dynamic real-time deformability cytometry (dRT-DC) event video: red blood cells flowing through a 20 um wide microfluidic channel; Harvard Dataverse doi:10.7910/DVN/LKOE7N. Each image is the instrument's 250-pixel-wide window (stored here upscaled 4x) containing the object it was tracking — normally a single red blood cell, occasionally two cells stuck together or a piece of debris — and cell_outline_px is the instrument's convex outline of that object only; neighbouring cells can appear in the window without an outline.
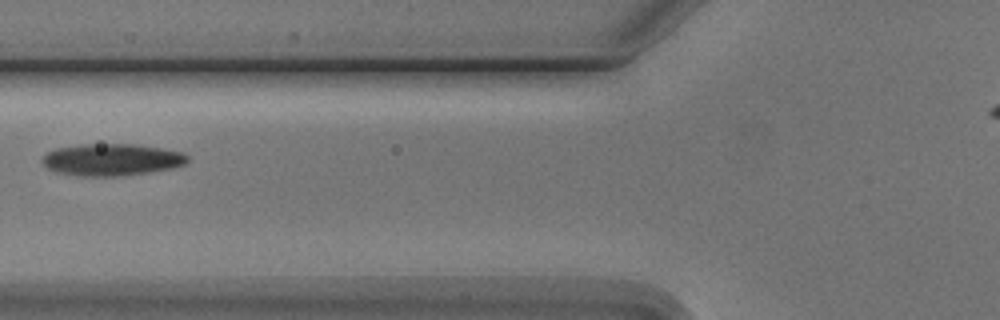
{"species": "Egyptian fruit bat (a non-hibernating species)", "species_latin": "Rousettus aegyptiacus", "temperature_condition": "cold", "stored_images_in_passage": 2, "camera_frame_rate_fps": 3000, "um_per_image_px": 0.085, "animal": {"sex": "male"}, "frame": {"image": 1, "passage_image": 2, "time_ms": 1.333, "image_size_px": [1000, 320], "cell_outline_px": [[188, 160], [184, 164], [172, 168], [148, 172], [120, 176], [76, 176], [56, 172], [48, 168], [40, 160], [48, 152], [56, 148], [80, 144], [136, 144], [164, 148], [184, 152], [188, 156]], "centroid_in_image_um": [9.5, 13.56], "position_along_channel_um": 116.3, "area_um2": 27.22}}